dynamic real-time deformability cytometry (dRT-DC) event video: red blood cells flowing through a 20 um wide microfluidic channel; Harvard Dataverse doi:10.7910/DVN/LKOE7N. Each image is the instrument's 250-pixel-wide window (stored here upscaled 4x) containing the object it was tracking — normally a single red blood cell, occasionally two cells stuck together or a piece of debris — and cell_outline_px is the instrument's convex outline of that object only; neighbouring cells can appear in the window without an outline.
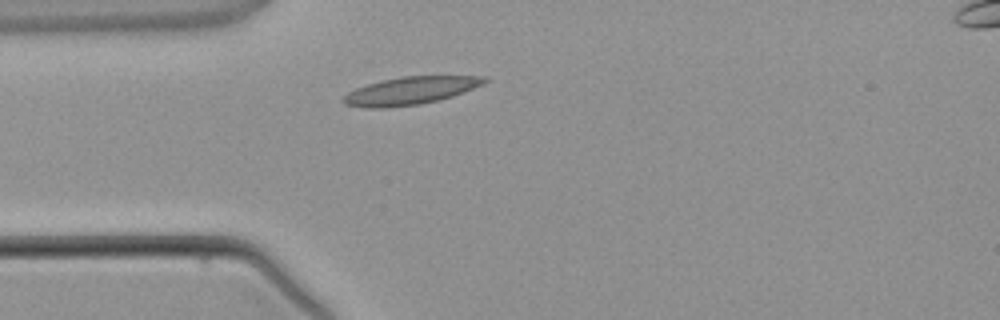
{"species": "common noctule bat (a hibernating species)", "species_latin": "Nyctalus noctula", "temperature_condition": "warm", "stored_images_in_passage": 2, "camera_frame_rate_fps": 3000, "um_per_image_px": 0.085, "animal": {"sex": "male", "body_mass_g": 21.5, "forearm_length_mm": 52.0}, "frame": {"image": 1, "passage_image": 2, "time_ms": 1.333, "image_size_px": [1000, 320], "cell_outline_px": [[488, 80], [484, 84], [452, 96], [420, 104], [388, 108], [368, 108], [344, 104], [340, 100], [348, 92], [356, 88], [380, 80], [404, 76], [488, 76]], "centroid_in_image_um": [34.86, 7.71], "position_along_channel_um": 50.1, "area_um2": 22.77}}